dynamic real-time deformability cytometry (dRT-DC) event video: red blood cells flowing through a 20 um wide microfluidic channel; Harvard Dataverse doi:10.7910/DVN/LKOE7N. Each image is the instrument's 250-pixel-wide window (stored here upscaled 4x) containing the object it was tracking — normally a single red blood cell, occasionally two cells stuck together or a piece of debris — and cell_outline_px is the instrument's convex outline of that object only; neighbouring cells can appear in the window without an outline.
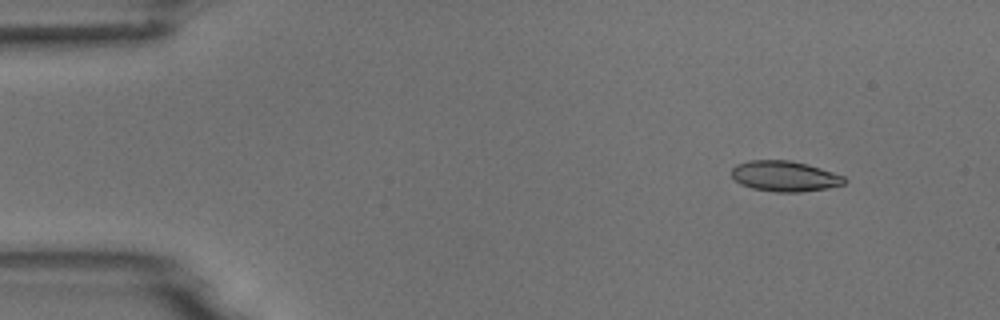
{"species": "common noctule bat (a hibernating species)", "species_latin": "Nyctalus noctula", "temperature_condition": "room temperature", "stored_images_in_passage": 8, "camera_frame_rate_fps": 3000, "um_per_image_px": 0.085, "animal": {"sex": "male", "body_mass_g": 18.8}, "frame": {"image": 1, "passage_image": 2, "time_ms": 1.0, "image_size_px": [1000, 320], "cell_outline_px": [[848, 180], [844, 184], [828, 188], [800, 192], [776, 192], [752, 188], [740, 184], [732, 176], [732, 168], [736, 164], [748, 160], [788, 160], [808, 164], [844, 176]], "centroid_in_image_um": [66.7, 14.97], "position_along_channel_um": 18.3, "area_um2": 20.11}}
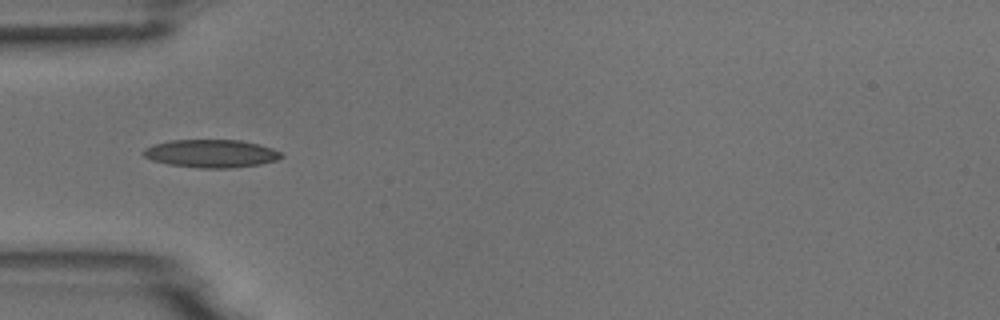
{"frame": {"image": 2, "passage_image": 5, "time_ms": 4.667, "image_size_px": [1000, 320], "cell_outline_px": [[284, 156], [276, 160], [260, 164], [232, 168], [200, 168], [168, 164], [152, 160], [144, 156], [140, 152], [144, 148], [152, 144], [172, 140], [240, 140], [260, 144], [272, 148], [280, 152]], "centroid_in_image_um": [17.93, 13.05], "position_along_channel_um": 67.1, "area_um2": 22.6}}